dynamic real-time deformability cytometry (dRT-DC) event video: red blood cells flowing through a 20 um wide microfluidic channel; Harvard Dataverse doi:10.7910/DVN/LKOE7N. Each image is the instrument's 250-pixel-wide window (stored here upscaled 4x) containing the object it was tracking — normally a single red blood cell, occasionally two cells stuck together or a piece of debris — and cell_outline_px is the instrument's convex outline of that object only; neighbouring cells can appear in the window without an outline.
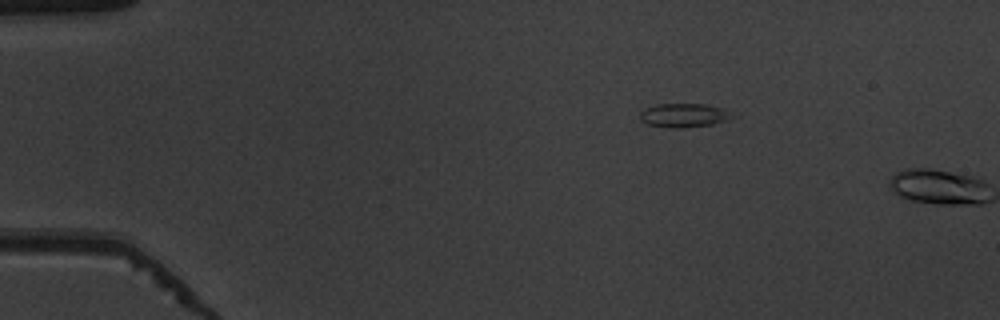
{"species": "common noctule bat (a hibernating species)", "species_latin": "Nyctalus noctula", "temperature_condition": "warm", "stored_images_in_passage": 11, "camera_frame_rate_fps": 3000, "um_per_image_px": 0.085, "animal": {"sex": "male", "body_mass_g": 19.5, "forearm_length_mm": 54.6}, "frame": {"image": 1, "passage_image": 10, "time_ms": 3.0, "image_size_px": [1000, 320], "cell_outline_px": [[740, 116], [728, 120], [712, 124], [680, 128], [672, 128], [648, 124], [640, 120], [640, 112], [644, 108], [656, 104], [708, 104], [724, 108]], "centroid_in_image_um": [58.21, 9.79], "position_along_channel_um": 26.8, "area_um2": 13.12}}